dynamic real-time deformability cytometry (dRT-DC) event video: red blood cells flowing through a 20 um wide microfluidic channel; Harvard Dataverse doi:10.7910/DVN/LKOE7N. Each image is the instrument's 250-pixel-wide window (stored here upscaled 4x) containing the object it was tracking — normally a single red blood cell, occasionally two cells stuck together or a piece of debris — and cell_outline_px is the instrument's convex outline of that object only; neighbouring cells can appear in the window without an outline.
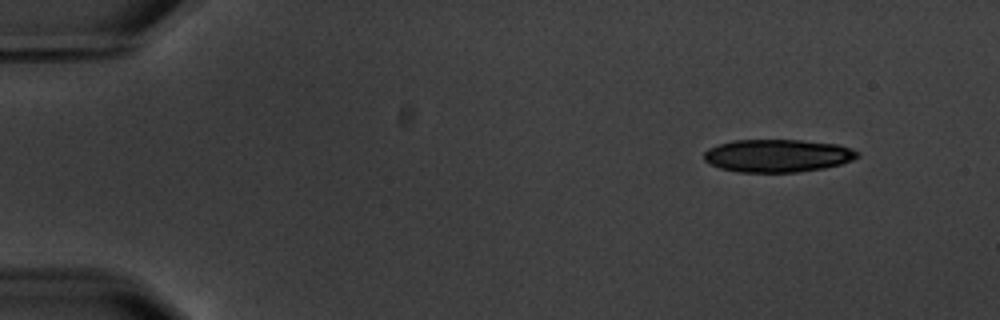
{"species": "common noctule bat (a hibernating species)", "species_latin": "Nyctalus noctula", "temperature_condition": "warm", "stored_images_in_passage": 6, "camera_frame_rate_fps": 3000, "um_per_image_px": 0.085, "animal": {"sex": "male", "body_mass_g": 20.1, "forearm_length_mm": 53.5}, "frame": {"image": 1, "passage_image": 1, "time_ms": 0.0, "image_size_px": [1000, 320], "cell_outline_px": [[860, 156], [852, 160], [840, 164], [824, 168], [800, 172], [740, 172], [720, 168], [704, 160], [704, 152], [708, 148], [732, 140], [800, 140], [840, 144], [852, 148], [860, 152]], "centroid_in_image_um": [66.14, 13.23], "position_along_channel_um": 18.9, "area_um2": 29.48}}
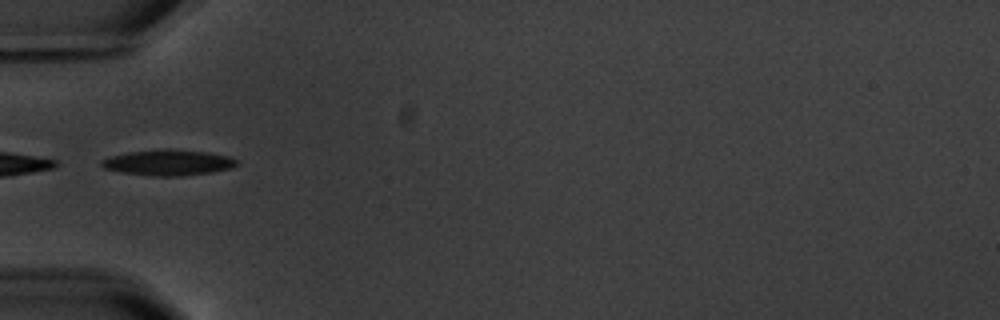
{"frame": {"image": 2, "passage_image": 5, "time_ms": 4.667, "image_size_px": [1000, 320], "cell_outline_px": [[240, 164], [232, 168], [212, 172], [180, 176], [152, 176], [124, 172], [104, 168], [100, 164], [100, 160], [112, 156], [128, 152], [164, 148], [168, 148], [208, 152], [228, 156], [240, 160]], "centroid_in_image_um": [14.36, 13.81], "position_along_channel_um": 70.6, "area_um2": 20.46}}
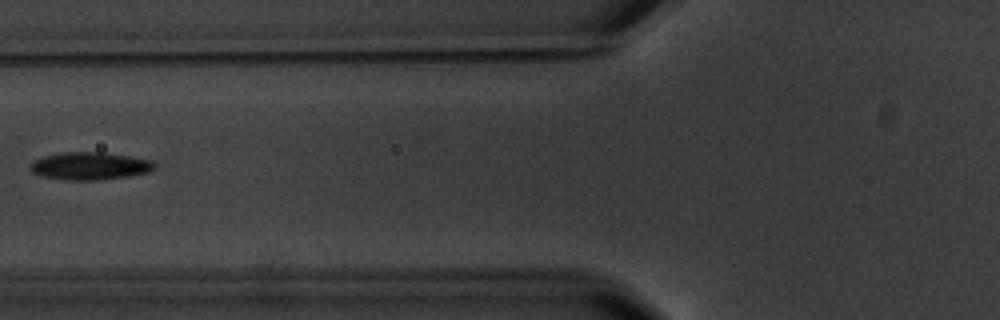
{"frame": {"image": 3, "passage_image": 6, "time_ms": 6.0, "image_size_px": [1000, 320], "cell_outline_px": [[156, 164], [148, 172], [128, 176], [100, 180], [64, 180], [44, 176], [32, 172], [28, 168], [28, 164], [32, 160], [44, 156], [64, 152], [104, 152], [152, 160]], "centroid_in_image_um": [7.58, 14.1], "position_along_channel_um": 118.2, "area_um2": 20.06}}